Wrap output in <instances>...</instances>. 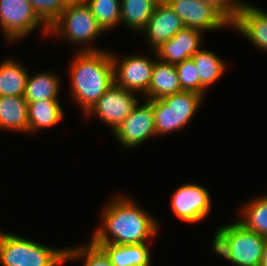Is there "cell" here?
<instances>
[{
    "label": "cell",
    "mask_w": 267,
    "mask_h": 266,
    "mask_svg": "<svg viewBox=\"0 0 267 266\" xmlns=\"http://www.w3.org/2000/svg\"><path fill=\"white\" fill-rule=\"evenodd\" d=\"M180 17L165 0H160L146 27L141 31L149 42L152 51L174 37L182 28Z\"/></svg>",
    "instance_id": "obj_13"
},
{
    "label": "cell",
    "mask_w": 267,
    "mask_h": 266,
    "mask_svg": "<svg viewBox=\"0 0 267 266\" xmlns=\"http://www.w3.org/2000/svg\"><path fill=\"white\" fill-rule=\"evenodd\" d=\"M260 266H267V238L264 244V249H263V256L261 260Z\"/></svg>",
    "instance_id": "obj_31"
},
{
    "label": "cell",
    "mask_w": 267,
    "mask_h": 266,
    "mask_svg": "<svg viewBox=\"0 0 267 266\" xmlns=\"http://www.w3.org/2000/svg\"><path fill=\"white\" fill-rule=\"evenodd\" d=\"M39 18L48 26L59 17L68 5L66 0H29Z\"/></svg>",
    "instance_id": "obj_28"
},
{
    "label": "cell",
    "mask_w": 267,
    "mask_h": 266,
    "mask_svg": "<svg viewBox=\"0 0 267 266\" xmlns=\"http://www.w3.org/2000/svg\"><path fill=\"white\" fill-rule=\"evenodd\" d=\"M93 244L99 246L106 253L113 266H151V251L148 243L125 245Z\"/></svg>",
    "instance_id": "obj_16"
},
{
    "label": "cell",
    "mask_w": 267,
    "mask_h": 266,
    "mask_svg": "<svg viewBox=\"0 0 267 266\" xmlns=\"http://www.w3.org/2000/svg\"><path fill=\"white\" fill-rule=\"evenodd\" d=\"M180 17L183 26L203 33L230 26L231 23L211 4L203 0H165Z\"/></svg>",
    "instance_id": "obj_9"
},
{
    "label": "cell",
    "mask_w": 267,
    "mask_h": 266,
    "mask_svg": "<svg viewBox=\"0 0 267 266\" xmlns=\"http://www.w3.org/2000/svg\"><path fill=\"white\" fill-rule=\"evenodd\" d=\"M42 25L43 35L49 27L39 18L29 0H0V28L7 41L22 40Z\"/></svg>",
    "instance_id": "obj_6"
},
{
    "label": "cell",
    "mask_w": 267,
    "mask_h": 266,
    "mask_svg": "<svg viewBox=\"0 0 267 266\" xmlns=\"http://www.w3.org/2000/svg\"><path fill=\"white\" fill-rule=\"evenodd\" d=\"M183 91L174 64L155 59L151 81L144 97L146 100L159 99Z\"/></svg>",
    "instance_id": "obj_18"
},
{
    "label": "cell",
    "mask_w": 267,
    "mask_h": 266,
    "mask_svg": "<svg viewBox=\"0 0 267 266\" xmlns=\"http://www.w3.org/2000/svg\"><path fill=\"white\" fill-rule=\"evenodd\" d=\"M203 35L200 30L183 27L174 37L155 50L157 58L174 65L183 62L201 49Z\"/></svg>",
    "instance_id": "obj_14"
},
{
    "label": "cell",
    "mask_w": 267,
    "mask_h": 266,
    "mask_svg": "<svg viewBox=\"0 0 267 266\" xmlns=\"http://www.w3.org/2000/svg\"><path fill=\"white\" fill-rule=\"evenodd\" d=\"M209 191L195 183L178 187L171 196V209L175 216L187 223L204 220L211 212L212 201Z\"/></svg>",
    "instance_id": "obj_11"
},
{
    "label": "cell",
    "mask_w": 267,
    "mask_h": 266,
    "mask_svg": "<svg viewBox=\"0 0 267 266\" xmlns=\"http://www.w3.org/2000/svg\"><path fill=\"white\" fill-rule=\"evenodd\" d=\"M203 96L181 91L152 100L156 136L180 131L201 107Z\"/></svg>",
    "instance_id": "obj_5"
},
{
    "label": "cell",
    "mask_w": 267,
    "mask_h": 266,
    "mask_svg": "<svg viewBox=\"0 0 267 266\" xmlns=\"http://www.w3.org/2000/svg\"><path fill=\"white\" fill-rule=\"evenodd\" d=\"M68 4L87 3L88 0H66Z\"/></svg>",
    "instance_id": "obj_32"
},
{
    "label": "cell",
    "mask_w": 267,
    "mask_h": 266,
    "mask_svg": "<svg viewBox=\"0 0 267 266\" xmlns=\"http://www.w3.org/2000/svg\"><path fill=\"white\" fill-rule=\"evenodd\" d=\"M212 251L224 257L225 261L231 262L232 247L230 242V224L220 226L215 235L213 236V242H211Z\"/></svg>",
    "instance_id": "obj_29"
},
{
    "label": "cell",
    "mask_w": 267,
    "mask_h": 266,
    "mask_svg": "<svg viewBox=\"0 0 267 266\" xmlns=\"http://www.w3.org/2000/svg\"><path fill=\"white\" fill-rule=\"evenodd\" d=\"M104 209L101 225L91 236L92 243L151 244L159 232L158 220L129 196H114Z\"/></svg>",
    "instance_id": "obj_1"
},
{
    "label": "cell",
    "mask_w": 267,
    "mask_h": 266,
    "mask_svg": "<svg viewBox=\"0 0 267 266\" xmlns=\"http://www.w3.org/2000/svg\"><path fill=\"white\" fill-rule=\"evenodd\" d=\"M266 238L238 220L230 224L231 262L235 266H260Z\"/></svg>",
    "instance_id": "obj_12"
},
{
    "label": "cell",
    "mask_w": 267,
    "mask_h": 266,
    "mask_svg": "<svg viewBox=\"0 0 267 266\" xmlns=\"http://www.w3.org/2000/svg\"><path fill=\"white\" fill-rule=\"evenodd\" d=\"M29 133L28 102L24 96H0V130Z\"/></svg>",
    "instance_id": "obj_17"
},
{
    "label": "cell",
    "mask_w": 267,
    "mask_h": 266,
    "mask_svg": "<svg viewBox=\"0 0 267 266\" xmlns=\"http://www.w3.org/2000/svg\"><path fill=\"white\" fill-rule=\"evenodd\" d=\"M86 4L104 32L121 24V0H88Z\"/></svg>",
    "instance_id": "obj_25"
},
{
    "label": "cell",
    "mask_w": 267,
    "mask_h": 266,
    "mask_svg": "<svg viewBox=\"0 0 267 266\" xmlns=\"http://www.w3.org/2000/svg\"><path fill=\"white\" fill-rule=\"evenodd\" d=\"M64 115L59 100L28 102L29 134L54 127L63 119Z\"/></svg>",
    "instance_id": "obj_19"
},
{
    "label": "cell",
    "mask_w": 267,
    "mask_h": 266,
    "mask_svg": "<svg viewBox=\"0 0 267 266\" xmlns=\"http://www.w3.org/2000/svg\"><path fill=\"white\" fill-rule=\"evenodd\" d=\"M104 33L97 23L90 7L86 3L68 4L59 17L50 25L48 35L62 36L68 43L78 46V51H100L101 48L90 45L94 39ZM90 43V44H89ZM87 45V46H86Z\"/></svg>",
    "instance_id": "obj_4"
},
{
    "label": "cell",
    "mask_w": 267,
    "mask_h": 266,
    "mask_svg": "<svg viewBox=\"0 0 267 266\" xmlns=\"http://www.w3.org/2000/svg\"><path fill=\"white\" fill-rule=\"evenodd\" d=\"M232 27L267 53V12L247 3L231 24Z\"/></svg>",
    "instance_id": "obj_15"
},
{
    "label": "cell",
    "mask_w": 267,
    "mask_h": 266,
    "mask_svg": "<svg viewBox=\"0 0 267 266\" xmlns=\"http://www.w3.org/2000/svg\"><path fill=\"white\" fill-rule=\"evenodd\" d=\"M115 139L124 149L135 148L156 136L152 100L137 104L113 132Z\"/></svg>",
    "instance_id": "obj_10"
},
{
    "label": "cell",
    "mask_w": 267,
    "mask_h": 266,
    "mask_svg": "<svg viewBox=\"0 0 267 266\" xmlns=\"http://www.w3.org/2000/svg\"><path fill=\"white\" fill-rule=\"evenodd\" d=\"M17 61L8 57L0 63V96H24L29 72Z\"/></svg>",
    "instance_id": "obj_21"
},
{
    "label": "cell",
    "mask_w": 267,
    "mask_h": 266,
    "mask_svg": "<svg viewBox=\"0 0 267 266\" xmlns=\"http://www.w3.org/2000/svg\"><path fill=\"white\" fill-rule=\"evenodd\" d=\"M71 60V97L85 115L114 84L111 51H78Z\"/></svg>",
    "instance_id": "obj_2"
},
{
    "label": "cell",
    "mask_w": 267,
    "mask_h": 266,
    "mask_svg": "<svg viewBox=\"0 0 267 266\" xmlns=\"http://www.w3.org/2000/svg\"><path fill=\"white\" fill-rule=\"evenodd\" d=\"M238 221L247 229L267 238V195L258 196L245 201L239 207Z\"/></svg>",
    "instance_id": "obj_23"
},
{
    "label": "cell",
    "mask_w": 267,
    "mask_h": 266,
    "mask_svg": "<svg viewBox=\"0 0 267 266\" xmlns=\"http://www.w3.org/2000/svg\"><path fill=\"white\" fill-rule=\"evenodd\" d=\"M115 83L104 93L95 105L83 116H97L114 132L139 102L134 95Z\"/></svg>",
    "instance_id": "obj_8"
},
{
    "label": "cell",
    "mask_w": 267,
    "mask_h": 266,
    "mask_svg": "<svg viewBox=\"0 0 267 266\" xmlns=\"http://www.w3.org/2000/svg\"><path fill=\"white\" fill-rule=\"evenodd\" d=\"M2 231L0 229L2 266H59L66 263V248H52L17 234Z\"/></svg>",
    "instance_id": "obj_3"
},
{
    "label": "cell",
    "mask_w": 267,
    "mask_h": 266,
    "mask_svg": "<svg viewBox=\"0 0 267 266\" xmlns=\"http://www.w3.org/2000/svg\"><path fill=\"white\" fill-rule=\"evenodd\" d=\"M175 68L183 91L198 93L203 97L206 95V89L201 85L199 71L192 58L176 64Z\"/></svg>",
    "instance_id": "obj_27"
},
{
    "label": "cell",
    "mask_w": 267,
    "mask_h": 266,
    "mask_svg": "<svg viewBox=\"0 0 267 266\" xmlns=\"http://www.w3.org/2000/svg\"><path fill=\"white\" fill-rule=\"evenodd\" d=\"M152 52L154 56L149 59L148 56L132 54L121 58L118 57L117 53L115 54L111 51L114 83L128 91L141 92V94L145 95L148 91L152 70L157 58L156 52Z\"/></svg>",
    "instance_id": "obj_7"
},
{
    "label": "cell",
    "mask_w": 267,
    "mask_h": 266,
    "mask_svg": "<svg viewBox=\"0 0 267 266\" xmlns=\"http://www.w3.org/2000/svg\"><path fill=\"white\" fill-rule=\"evenodd\" d=\"M53 72H39L28 74L24 98L27 102L40 100H60L61 79Z\"/></svg>",
    "instance_id": "obj_20"
},
{
    "label": "cell",
    "mask_w": 267,
    "mask_h": 266,
    "mask_svg": "<svg viewBox=\"0 0 267 266\" xmlns=\"http://www.w3.org/2000/svg\"><path fill=\"white\" fill-rule=\"evenodd\" d=\"M217 9L231 24L240 10L247 4L243 0H203Z\"/></svg>",
    "instance_id": "obj_30"
},
{
    "label": "cell",
    "mask_w": 267,
    "mask_h": 266,
    "mask_svg": "<svg viewBox=\"0 0 267 266\" xmlns=\"http://www.w3.org/2000/svg\"><path fill=\"white\" fill-rule=\"evenodd\" d=\"M160 0H121V23L132 32H140L146 27L156 4Z\"/></svg>",
    "instance_id": "obj_22"
},
{
    "label": "cell",
    "mask_w": 267,
    "mask_h": 266,
    "mask_svg": "<svg viewBox=\"0 0 267 266\" xmlns=\"http://www.w3.org/2000/svg\"><path fill=\"white\" fill-rule=\"evenodd\" d=\"M87 243L66 247V262L82 259L83 266H113L109 257L99 246L91 241Z\"/></svg>",
    "instance_id": "obj_26"
},
{
    "label": "cell",
    "mask_w": 267,
    "mask_h": 266,
    "mask_svg": "<svg viewBox=\"0 0 267 266\" xmlns=\"http://www.w3.org/2000/svg\"><path fill=\"white\" fill-rule=\"evenodd\" d=\"M199 71L201 85L207 89L218 81L227 69L224 61L213 51L200 49L191 57Z\"/></svg>",
    "instance_id": "obj_24"
}]
</instances>
